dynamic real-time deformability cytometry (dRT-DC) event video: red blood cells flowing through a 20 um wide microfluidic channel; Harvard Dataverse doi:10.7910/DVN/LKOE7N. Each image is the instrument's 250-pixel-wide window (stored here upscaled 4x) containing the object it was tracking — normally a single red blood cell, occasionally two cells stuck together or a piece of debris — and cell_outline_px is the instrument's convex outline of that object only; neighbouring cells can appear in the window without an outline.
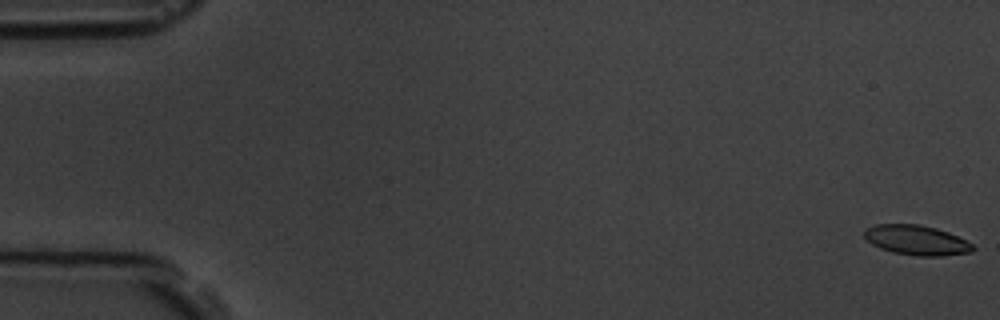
{"species": "common noctule bat (a hibernating species)", "species_latin": "Nyctalus noctula", "temperature_condition": "room temperature", "stored_images_in_passage": 7, "camera_frame_rate_fps": 3000, "um_per_image_px": 0.085, "animal": {"sex": "male", "body_mass_g": 19.5, "forearm_length_mm": 54.6}, "frame": {"image": 1, "passage_image": 1, "time_ms": 0.0, "image_size_px": [1000, 320], "cell_outline_px": [[976, 248], [972, 252], [944, 256], [916, 256], [892, 252], [880, 248], [872, 244], [864, 236], [864, 228], [876, 224], [920, 224], [936, 228], [948, 232], [972, 244]], "centroid_in_image_um": [77.89, 20.41], "position_along_channel_um": 7.1, "area_um2": 18.96}}
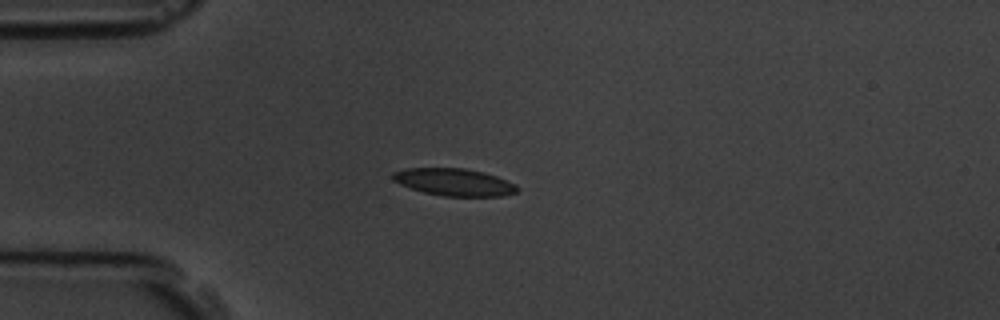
{"frame": {"image": 2, "passage_image": 5, "time_ms": 4.667, "image_size_px": [1000, 320], "cell_outline_px": [[520, 188], [516, 192], [500, 196], [444, 196], [424, 192], [400, 184], [392, 180], [392, 172], [404, 168], [464, 168], [484, 172], [496, 176], [516, 184]], "centroid_in_image_um": [38.6, 15.47], "position_along_channel_um": 46.4, "area_um2": 19.77}}
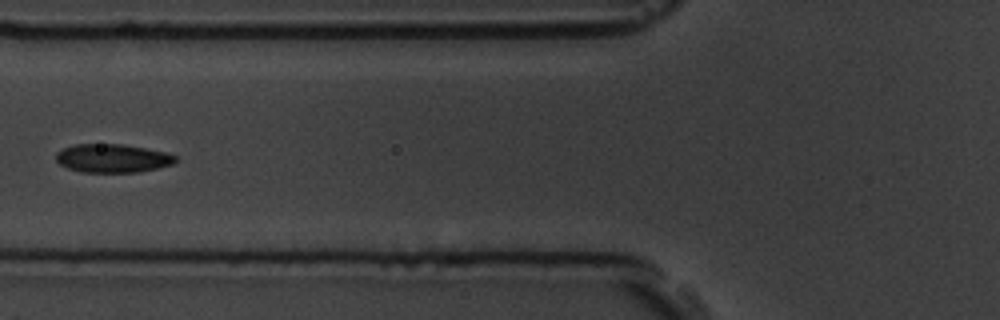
{"frame": {"image": 3, "passage_image": 7, "time_ms": 7.0, "image_size_px": [1000, 320], "cell_outline_px": [[176, 160], [172, 164], [156, 168], [136, 172], [80, 172], [68, 168], [60, 164], [56, 160], [56, 152], [64, 148], [76, 144], [120, 144], [144, 148], [164, 152], [176, 156]], "centroid_in_image_um": [9.52, 13.45], "position_along_channel_um": 116.3, "area_um2": 19.59}}